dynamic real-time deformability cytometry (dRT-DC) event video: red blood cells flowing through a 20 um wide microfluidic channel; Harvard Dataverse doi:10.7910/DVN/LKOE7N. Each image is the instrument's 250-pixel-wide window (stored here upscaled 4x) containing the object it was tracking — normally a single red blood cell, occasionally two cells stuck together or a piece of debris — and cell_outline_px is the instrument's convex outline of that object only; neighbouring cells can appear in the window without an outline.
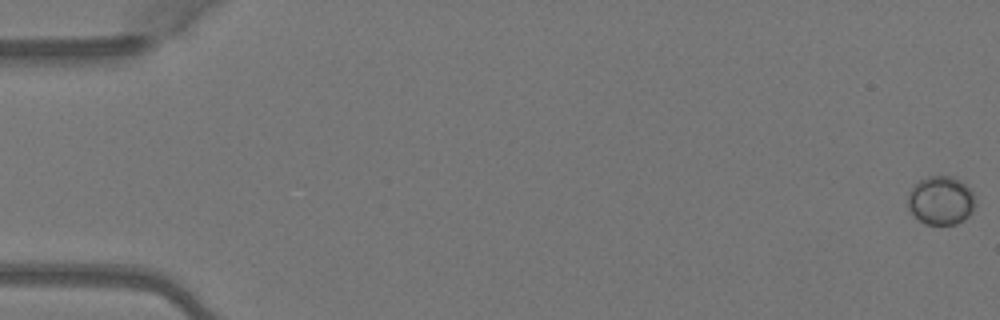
{"species": "Egyptian fruit bat (a non-hibernating species)", "species_latin": "Rousettus aegyptiacus", "temperature_condition": "warm", "stored_images_in_passage": 5, "camera_frame_rate_fps": 3000, "um_per_image_px": 0.085, "animal": {"sex": "female"}, "frame": {"image": 1, "passage_image": 1, "time_ms": 0.0, "image_size_px": [1000, 320], "cell_outline_px": [[976, 204], [972, 212], [964, 220], [956, 224], [924, 224], [908, 208], [908, 192], [920, 180], [928, 176], [952, 176], [960, 180], [972, 192]], "centroid_in_image_um": [79.98, 17.04], "position_along_channel_um": 5.0, "area_um2": 19.02}}
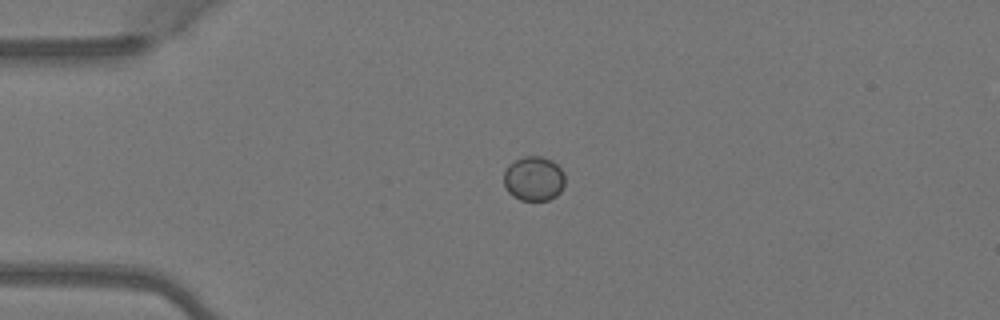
{"frame": {"image": 2, "passage_image": 4, "time_ms": 1.0, "image_size_px": [1000, 320], "cell_outline_px": [[564, 184], [560, 192], [556, 196], [548, 200], [520, 200], [512, 196], [508, 192], [504, 184], [504, 172], [516, 160], [524, 156], [540, 156], [552, 160], [564, 172]], "centroid_in_image_um": [45.39, 15.2], "position_along_channel_um": 39.6, "area_um2": 15.78}}